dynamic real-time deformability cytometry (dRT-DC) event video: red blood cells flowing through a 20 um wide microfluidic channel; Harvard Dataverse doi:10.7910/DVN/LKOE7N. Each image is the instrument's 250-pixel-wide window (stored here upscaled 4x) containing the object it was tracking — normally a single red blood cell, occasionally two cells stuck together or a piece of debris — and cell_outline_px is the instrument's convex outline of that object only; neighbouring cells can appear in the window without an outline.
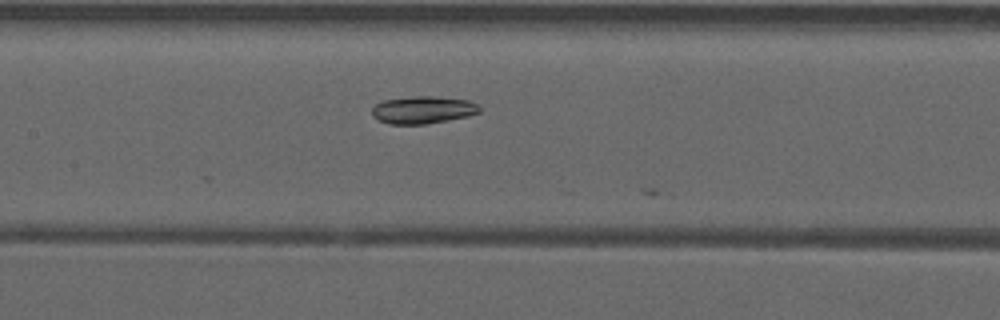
{"species": "common noctule bat (a hibernating species)", "species_latin": "Nyctalus noctula", "temperature_condition": "warm", "stored_images_in_passage": 19, "camera_frame_rate_fps": 3000, "um_per_image_px": 0.085, "animal": {"sex": "male", "forearm_length_mm": 52.5}, "frame": {"image": 1, "passage_image": 16, "time_ms": 5.0, "image_size_px": [1000, 320], "cell_outline_px": [[484, 108], [480, 112], [468, 116], [424, 124], [388, 124], [372, 116], [372, 108], [376, 104], [384, 100], [412, 96], [432, 96], [468, 100]], "centroid_in_image_um": [35.96, 9.33], "position_along_channel_um": 171.4, "area_um2": 17.17}}